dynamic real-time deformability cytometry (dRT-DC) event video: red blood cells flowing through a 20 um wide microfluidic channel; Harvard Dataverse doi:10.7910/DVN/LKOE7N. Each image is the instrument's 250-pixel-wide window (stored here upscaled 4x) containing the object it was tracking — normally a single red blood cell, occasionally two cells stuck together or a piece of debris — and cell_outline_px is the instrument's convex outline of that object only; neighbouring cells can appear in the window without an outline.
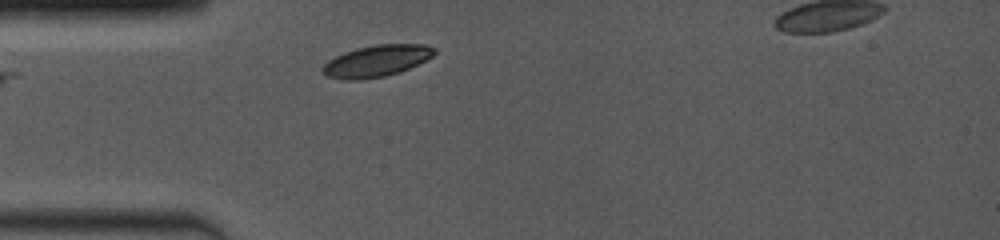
{"species": "common noctule bat (a hibernating species)", "species_latin": "Nyctalus noctula", "temperature_condition": "room temperature", "stored_images_in_passage": 2, "camera_frame_rate_fps": 4000, "um_per_image_px": 0.085, "animal": {"sex": "female", "body_mass_g": 19.0, "forearm_length_mm": 53.3}, "frame": {"image": 1, "passage_image": 2, "time_ms": 1.0, "image_size_px": [1000, 240], "cell_outline_px": [[436, 52], [432, 56], [400, 72], [384, 76], [360, 80], [344, 80], [328, 76], [320, 72], [320, 68], [328, 60], [344, 52], [356, 48], [376, 44], [424, 44], [436, 48]], "centroid_in_image_um": [31.96, 5.18], "position_along_channel_um": 53.0, "area_um2": 20.58}}